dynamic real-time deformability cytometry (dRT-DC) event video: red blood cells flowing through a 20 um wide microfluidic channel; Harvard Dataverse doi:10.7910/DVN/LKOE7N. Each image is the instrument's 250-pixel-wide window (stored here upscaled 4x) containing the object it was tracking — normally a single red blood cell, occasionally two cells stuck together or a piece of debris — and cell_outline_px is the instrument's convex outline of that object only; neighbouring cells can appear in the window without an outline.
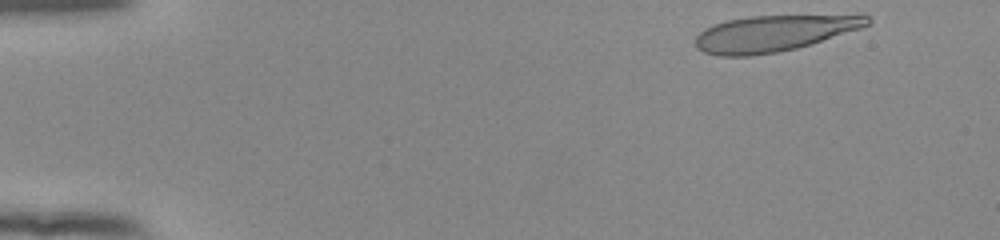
{"species": "human", "species_latin": "Homo sapiens", "temperature_condition": "room temperature", "stored_images_in_passage": 49, "camera_frame_rate_fps": 3000, "um_per_image_px": 0.085, "donor": {"sex": "female"}, "frame": {"image": 1, "passage_image": 2, "time_ms": 0.333, "image_size_px": [1000, 240], "cell_outline_px": [[872, 20], [868, 24], [860, 28], [812, 44], [796, 48], [776, 52], [748, 56], [720, 56], [704, 52], [696, 48], [696, 36], [704, 28], [712, 24], [728, 20], [752, 16], [860, 12], [864, 12]], "centroid_in_image_um": [65.9, 2.78], "position_along_channel_um": 19.1, "area_um2": 37.34}}
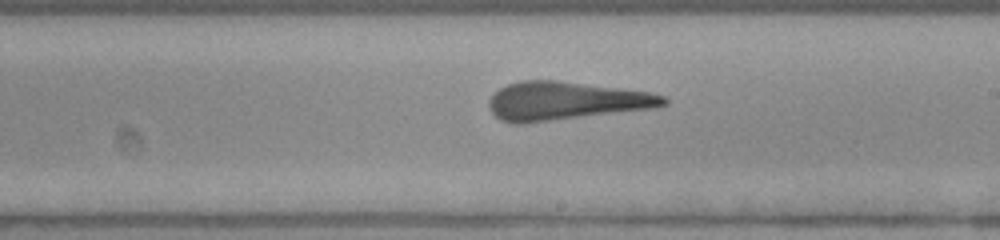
{"frame": {"image": 2, "passage_image": 28, "time_ms": 9.0, "image_size_px": [1000, 240], "cell_outline_px": [[668, 104], [656, 108], [524, 124], [512, 124], [500, 120], [488, 108], [488, 100], [500, 88], [508, 84], [520, 80], [556, 80], [652, 92], [664, 96], [668, 100]], "centroid_in_image_um": [48.09, 8.59], "position_along_channel_um": 240.9, "area_um2": 39.36}}
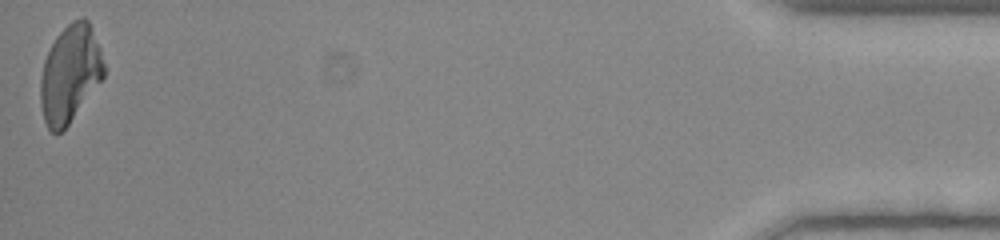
{"frame": {"image": 3, "passage_image": 49, "time_ms": 16.0, "image_size_px": [1000, 240], "cell_outline_px": [[104, 76], [68, 124], [60, 132], [52, 132], [48, 128], [44, 120], [40, 104], [40, 80], [44, 60], [56, 36], [72, 20], [84, 16], [88, 20], [100, 48], [104, 64]], "centroid_in_image_um": [5.94, 6.25], "position_along_channel_um": 429.3, "area_um2": 35.55}, "authors_computed_cell_mechanics": {"area_um2": 38.3214, "velocity_mm_per_s": 3.9119, "shape_relaxation_time_tau1_ms": 4.8127, "shape_relaxation_time_tau2_ms": 1.2726, "deformation_change_tau1": 0.1867, "deformation_change_tau2": 0.1176}}